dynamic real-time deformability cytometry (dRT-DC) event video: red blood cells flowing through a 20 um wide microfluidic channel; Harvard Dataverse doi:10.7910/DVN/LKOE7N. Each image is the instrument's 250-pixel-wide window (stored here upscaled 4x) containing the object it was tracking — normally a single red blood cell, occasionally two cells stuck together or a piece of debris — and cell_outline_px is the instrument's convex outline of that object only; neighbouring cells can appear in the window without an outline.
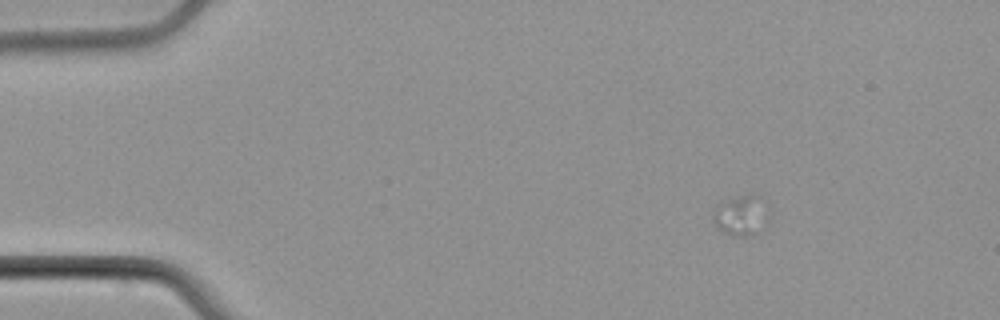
{"species": "common noctule bat (a hibernating species)", "species_latin": "Nyctalus noctula", "temperature_condition": "cold", "stored_images_in_passage": 5, "camera_frame_rate_fps": 3000, "um_per_image_px": 0.085, "animal": {"sex": "male", "body_mass_g": 21.5, "forearm_length_mm": 52.0}, "frame": {"image": 1, "passage_image": 1, "time_ms": 0.0, "image_size_px": [1000, 320], "cell_outline_px": [[768, 200], [756, 232], [752, 236], [732, 236], [724, 232], [712, 220], [712, 208], [720, 200], [752, 192], [756, 192]], "centroid_in_image_um": [62.88, 18.19], "position_along_channel_um": 22.1, "area_um2": 13.06}}